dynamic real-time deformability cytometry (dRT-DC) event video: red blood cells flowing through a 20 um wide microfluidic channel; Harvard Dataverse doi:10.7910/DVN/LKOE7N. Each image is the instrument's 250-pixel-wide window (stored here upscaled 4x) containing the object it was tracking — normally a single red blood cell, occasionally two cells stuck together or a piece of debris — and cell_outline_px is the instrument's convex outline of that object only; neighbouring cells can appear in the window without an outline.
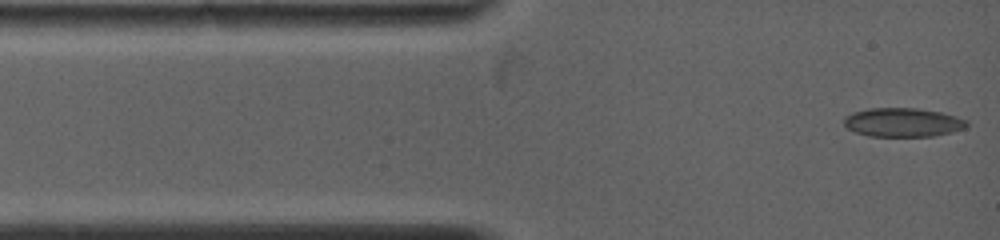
{"species": "common noctule bat (a hibernating species)", "species_latin": "Nyctalus noctula", "temperature_condition": "warm", "stored_images_in_passage": 53, "camera_frame_rate_fps": 5000, "um_per_image_px": 0.085, "animal": {"sex": "female", "body_mass_g": 19.0, "forearm_length_mm": 53.3}, "frame": {"image": 1, "passage_image": 1, "time_ms": 0.0, "image_size_px": [1000, 240], "cell_outline_px": [[968, 124], [964, 128], [952, 132], [932, 136], [868, 136], [856, 132], [848, 128], [844, 124], [844, 116], [852, 112], [868, 108], [916, 108], [940, 112], [956, 116], [968, 120]], "centroid_in_image_um": [76.73, 10.39], "position_along_channel_um": 8.3, "area_um2": 20.69}}
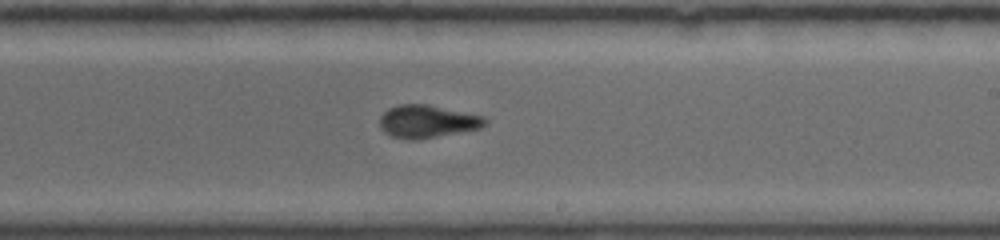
{"frame": {"image": 2, "passage_image": 30, "time_ms": 7.2, "image_size_px": [1000, 240], "cell_outline_px": [[488, 124], [480, 128], [420, 140], [408, 140], [392, 136], [384, 132], [380, 128], [380, 116], [388, 108], [400, 104], [428, 104], [484, 116], [488, 120]], "centroid_in_image_um": [36.33, 10.33], "position_along_channel_um": 252.7, "area_um2": 20.35}}
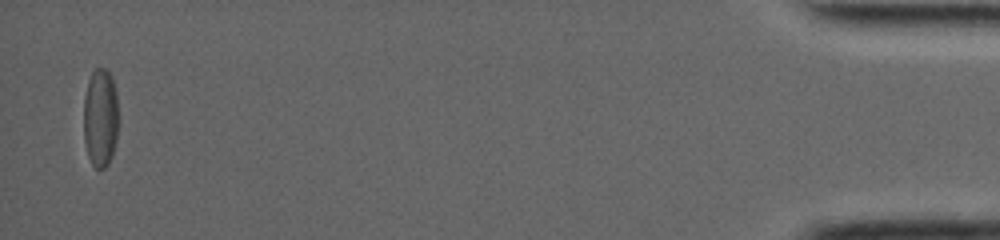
{"frame": {"image": 3, "passage_image": 52, "time_ms": 15.0, "image_size_px": [1000, 240], "cell_outline_px": [[120, 124], [112, 156], [108, 164], [104, 168], [96, 168], [92, 164], [88, 156], [84, 140], [84, 96], [88, 80], [92, 72], [96, 68], [104, 68], [112, 76], [116, 88], [120, 116]], "centroid_in_image_um": [8.57, 9.99], "position_along_channel_um": 426.6, "area_um2": 20.75}, "authors_computed_cell_mechanics": {"area_um2": 20.1722, "velocity_mm_per_s": 3.9918, "shape_relaxation_time_tau1_ms": null, "shape_relaxation_time_tau2_ms": 2.8949, "deformation_change_tau1": null, "deformation_change_tau2": 0.0796}}